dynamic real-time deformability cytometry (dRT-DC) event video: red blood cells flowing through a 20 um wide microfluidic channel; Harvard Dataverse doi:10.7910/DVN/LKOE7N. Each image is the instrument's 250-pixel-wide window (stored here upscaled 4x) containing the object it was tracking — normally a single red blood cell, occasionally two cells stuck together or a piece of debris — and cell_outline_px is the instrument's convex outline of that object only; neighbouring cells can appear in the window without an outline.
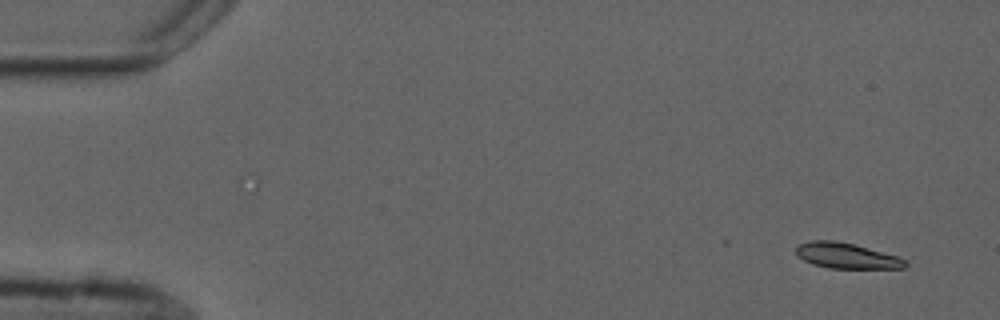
{"species": "common noctule bat (a hibernating species)", "species_latin": "Nyctalus noctula", "temperature_condition": "cold", "stored_images_in_passage": 52, "camera_frame_rate_fps": 3000, "um_per_image_px": 0.085, "animal": {"sex": "male", "forearm_length_mm": 52.5}, "frame": {"image": 1, "passage_image": 1, "time_ms": 0.0, "image_size_px": [1000, 320], "cell_outline_px": [[908, 264], [904, 268], [828, 268], [812, 264], [796, 256], [796, 248], [800, 244], [812, 240], [832, 240], [852, 244], [896, 256], [904, 260]], "centroid_in_image_um": [71.9, 21.74], "position_along_channel_um": 13.1, "area_um2": 15.95}}
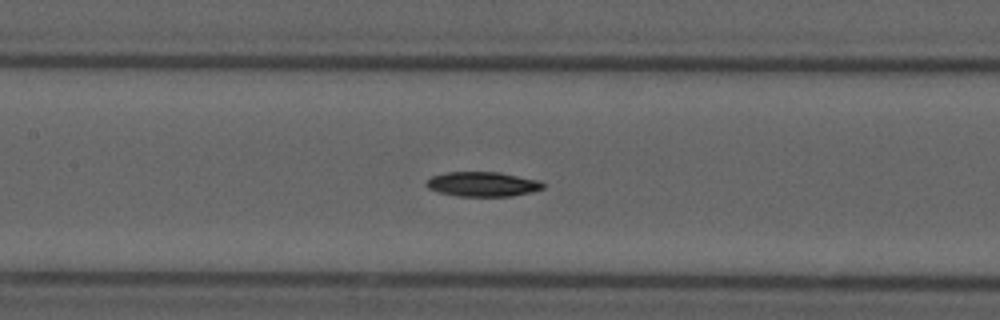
{"frame": {"image": 2, "passage_image": 23, "time_ms": 7.333, "image_size_px": [1000, 320], "cell_outline_px": [[544, 188], [532, 192], [512, 196], [456, 196], [440, 192], [428, 188], [424, 184], [432, 176], [444, 172], [500, 172], [540, 180], [544, 184]], "centroid_in_image_um": [41.04, 15.65], "position_along_channel_um": 166.4, "area_um2": 16.88}}
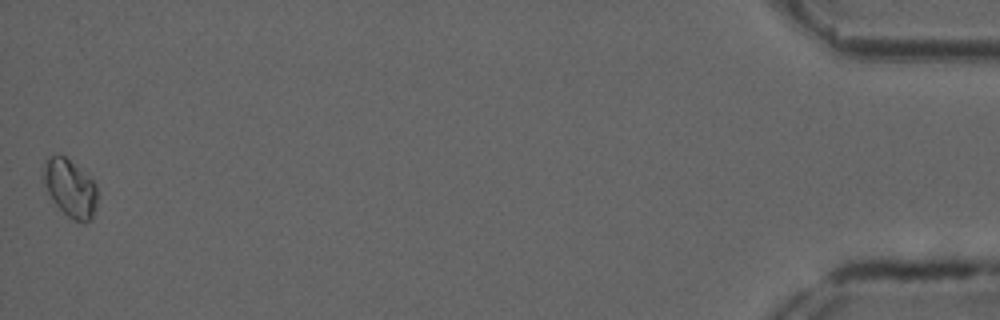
{"frame": {"image": 3, "passage_image": 52, "time_ms": 17.0, "image_size_px": [1000, 320], "cell_outline_px": [[96, 208], [92, 220], [76, 220], [68, 216], [56, 204], [48, 192], [40, 176], [44, 160], [56, 152], [64, 156], [92, 176], [96, 184]], "centroid_in_image_um": [5.94, 15.9], "position_along_channel_um": 429.3, "area_um2": 18.44}, "authors_computed_cell_mechanics": {"area_um2": 16.6175, "velocity_mm_per_s": 3.7252, "shape_relaxation_time_tau1_ms": 6.2052, "shape_relaxation_time_tau2_ms": null, "deformation_change_tau1": 0.1065, "deformation_change_tau2": null}}